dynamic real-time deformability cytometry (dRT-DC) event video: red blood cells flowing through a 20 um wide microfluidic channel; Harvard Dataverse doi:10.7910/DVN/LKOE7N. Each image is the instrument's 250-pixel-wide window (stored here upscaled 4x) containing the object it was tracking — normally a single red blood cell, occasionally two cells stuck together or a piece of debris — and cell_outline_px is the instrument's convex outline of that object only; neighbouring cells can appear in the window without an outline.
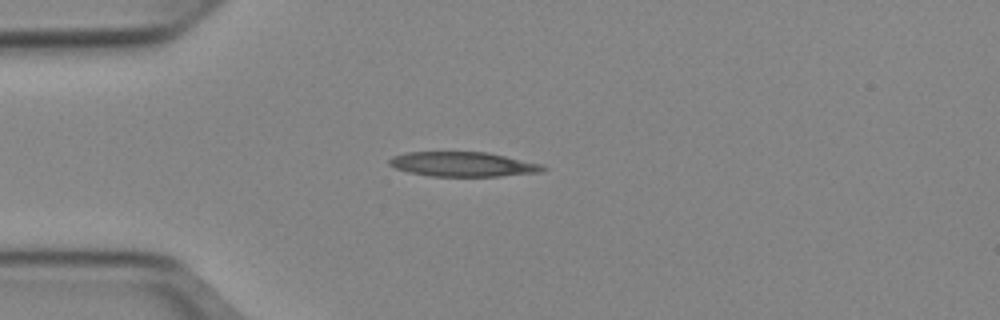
{"species": "Egyptian fruit bat (a non-hibernating species)", "species_latin": "Rousettus aegyptiacus", "temperature_condition": "cold", "stored_images_in_passage": 3, "camera_frame_rate_fps": 3000, "um_per_image_px": 0.085, "animal": {"sex": "female"}, "frame": {"image": 1, "passage_image": 1, "time_ms": 0.0, "image_size_px": [1000, 320], "cell_outline_px": [[548, 168], [540, 172], [500, 176], [432, 176], [408, 172], [396, 168], [388, 164], [388, 160], [392, 156], [404, 152], [488, 152], [544, 164]], "centroid_in_image_um": [39.37, 13.95], "position_along_channel_um": 45.6, "area_um2": 22.2}}